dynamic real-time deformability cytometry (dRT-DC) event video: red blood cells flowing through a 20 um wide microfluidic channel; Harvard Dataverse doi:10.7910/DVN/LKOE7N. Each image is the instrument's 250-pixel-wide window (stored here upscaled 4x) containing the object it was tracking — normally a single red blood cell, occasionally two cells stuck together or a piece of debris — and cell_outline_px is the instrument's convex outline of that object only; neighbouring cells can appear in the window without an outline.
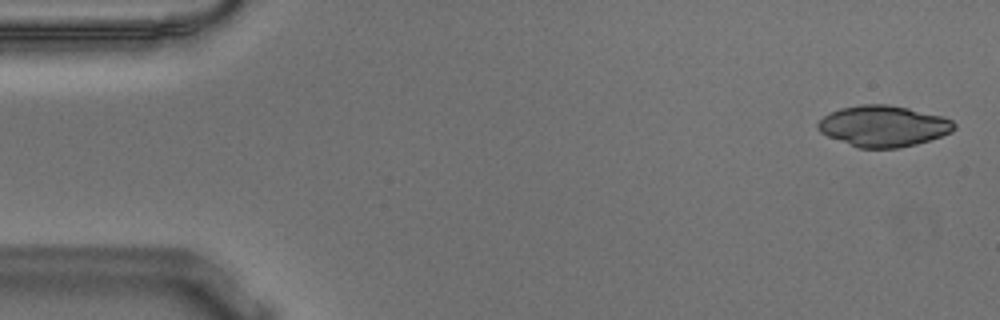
{"species": "Egyptian fruit bat (a non-hibernating species)", "species_latin": "Rousettus aegyptiacus", "temperature_condition": "warm", "stored_images_in_passage": 54, "camera_frame_rate_fps": 3000, "um_per_image_px": 0.085, "animal": {"sex": "male"}, "frame": {"image": 1, "passage_image": 2, "time_ms": 0.333, "image_size_px": [1000, 320], "cell_outline_px": [[956, 128], [952, 132], [916, 144], [900, 148], [856, 148], [828, 136], [820, 132], [816, 128], [816, 124], [824, 116], [840, 108], [860, 104], [888, 104], [908, 108], [944, 116], [952, 120], [956, 124]], "centroid_in_image_um": [75.09, 10.71], "position_along_channel_um": 9.9, "area_um2": 32.77}}